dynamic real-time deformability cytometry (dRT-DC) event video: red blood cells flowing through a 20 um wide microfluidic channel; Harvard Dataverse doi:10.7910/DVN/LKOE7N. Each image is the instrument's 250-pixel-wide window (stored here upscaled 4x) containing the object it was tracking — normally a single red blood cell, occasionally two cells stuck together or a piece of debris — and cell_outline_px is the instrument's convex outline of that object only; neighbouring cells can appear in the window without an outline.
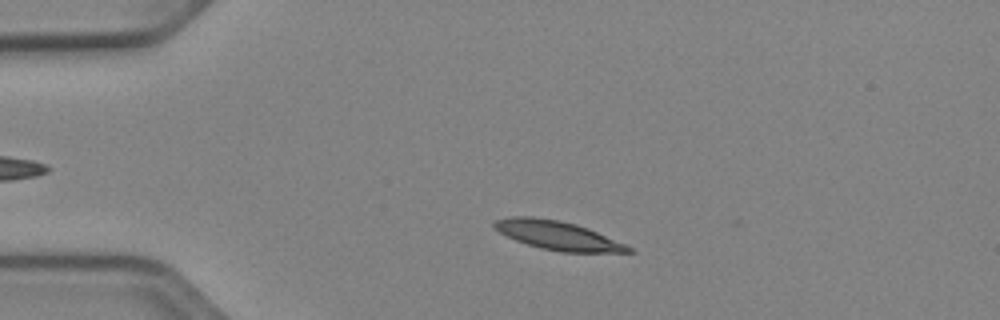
{"species": "Egyptian fruit bat (a non-hibernating species)", "species_latin": "Rousettus aegyptiacus", "temperature_condition": "cold", "stored_images_in_passage": 48, "camera_frame_rate_fps": 3000, "um_per_image_px": 0.085, "animal": {"sex": "female"}, "frame": {"image": 1, "passage_image": 7, "time_ms": 2.0, "image_size_px": [1000, 320], "cell_outline_px": [[636, 252], [560, 252], [540, 248], [516, 240], [492, 228], [492, 224], [496, 220], [512, 216], [532, 216], [560, 220], [576, 224], [588, 228], [624, 244], [632, 248]], "centroid_in_image_um": [47.37, 20.0], "position_along_channel_um": 37.6, "area_um2": 22.37}}
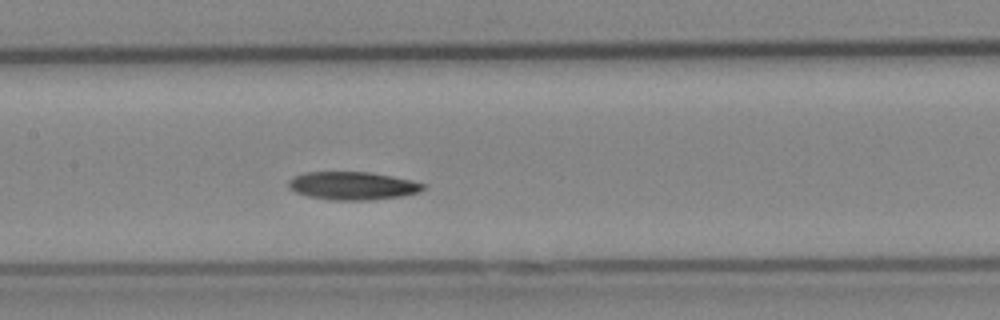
{"frame": {"image": 2, "passage_image": 21, "time_ms": 6.667, "image_size_px": [1000, 320], "cell_outline_px": [[424, 188], [420, 192], [404, 196], [368, 200], [328, 200], [308, 196], [296, 192], [288, 188], [288, 180], [292, 176], [304, 172], [368, 172], [392, 176], [412, 180], [424, 184]], "centroid_in_image_um": [29.94, 15.79], "position_along_channel_um": 177.5, "area_um2": 22.2}}
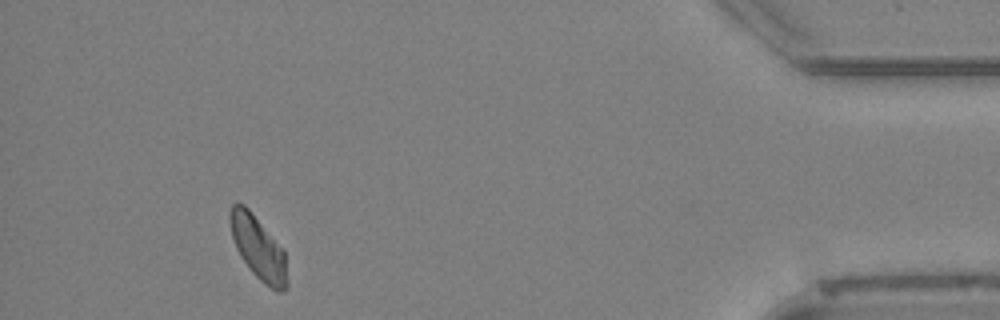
{"frame": {"image": 3, "passage_image": 44, "time_ms": 14.333, "image_size_px": [1000, 320], "cell_outline_px": [[288, 288], [284, 292], [276, 292], [260, 280], [248, 268], [240, 256], [236, 248], [232, 236], [228, 220], [228, 212], [232, 204], [244, 204], [248, 208], [284, 252], [288, 280]], "centroid_in_image_um": [21.93, 21.11], "position_along_channel_um": 413.3, "area_um2": 20.92}, "authors_computed_cell_mechanics": {"area_um2": 21.6172, "velocity_mm_per_s": 3.8518, "shape_relaxation_time_tau1_ms": null, "shape_relaxation_time_tau2_ms": 7.1316, "deformation_change_tau1": null, "deformation_change_tau2": 0.0977}}